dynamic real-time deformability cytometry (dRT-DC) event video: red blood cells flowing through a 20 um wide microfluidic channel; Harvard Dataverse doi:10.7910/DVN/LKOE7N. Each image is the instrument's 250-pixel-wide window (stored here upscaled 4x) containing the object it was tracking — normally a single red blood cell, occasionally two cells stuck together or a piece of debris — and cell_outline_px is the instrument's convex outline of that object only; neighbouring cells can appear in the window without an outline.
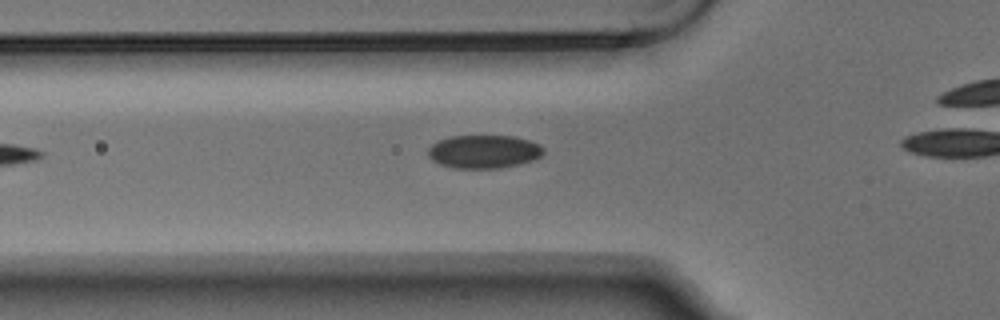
{"species": "Egyptian fruit bat (a non-hibernating species)", "species_latin": "Rousettus aegyptiacus", "temperature_condition": "warm", "stored_images_in_passage": 4, "camera_frame_rate_fps": 3000, "um_per_image_px": 0.085, "animal": {"sex": "male"}, "frame": {"image": 1, "passage_image": 4, "time_ms": 1.0, "image_size_px": [1000, 320], "cell_outline_px": [[544, 152], [540, 156], [532, 160], [520, 164], [500, 168], [452, 168], [440, 164], [432, 160], [428, 156], [428, 148], [432, 144], [440, 140], [452, 136], [512, 136], [528, 140], [540, 144], [544, 148]], "centroid_in_image_um": [41.12, 12.89], "position_along_channel_um": 84.7, "area_um2": 22.37}}